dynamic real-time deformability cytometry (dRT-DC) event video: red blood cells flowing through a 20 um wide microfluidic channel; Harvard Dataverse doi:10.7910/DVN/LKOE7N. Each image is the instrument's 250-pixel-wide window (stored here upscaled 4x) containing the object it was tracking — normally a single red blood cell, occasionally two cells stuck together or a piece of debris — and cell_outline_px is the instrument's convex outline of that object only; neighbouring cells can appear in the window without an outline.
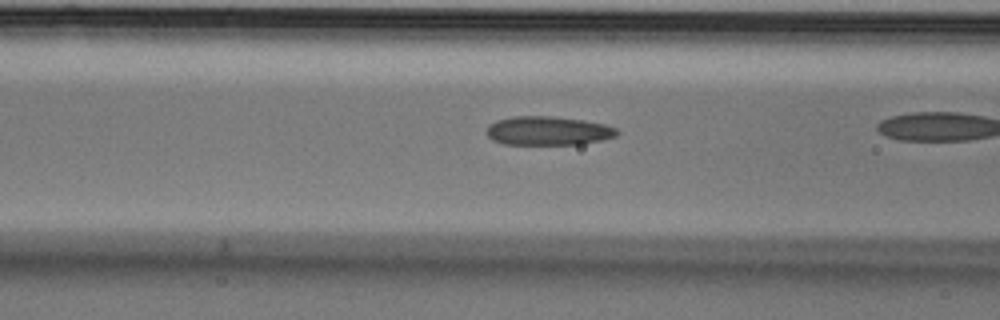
{"species": "Egyptian fruit bat (a non-hibernating species)", "species_latin": "Rousettus aegyptiacus", "temperature_condition": "cold", "stored_images_in_passage": 12, "camera_frame_rate_fps": 3000, "um_per_image_px": 0.085, "animal": {"sex": "male"}, "frame": {"image": 1, "passage_image": 10, "time_ms": 3.0, "image_size_px": [1000, 320], "cell_outline_px": [[620, 132], [616, 136], [604, 140], [580, 144], [504, 144], [492, 140], [488, 136], [488, 124], [496, 120], [516, 116], [552, 116], [584, 120], [604, 124], [616, 128]], "centroid_in_image_um": [46.61, 11.11], "position_along_channel_um": 120.0, "area_um2": 21.96}}